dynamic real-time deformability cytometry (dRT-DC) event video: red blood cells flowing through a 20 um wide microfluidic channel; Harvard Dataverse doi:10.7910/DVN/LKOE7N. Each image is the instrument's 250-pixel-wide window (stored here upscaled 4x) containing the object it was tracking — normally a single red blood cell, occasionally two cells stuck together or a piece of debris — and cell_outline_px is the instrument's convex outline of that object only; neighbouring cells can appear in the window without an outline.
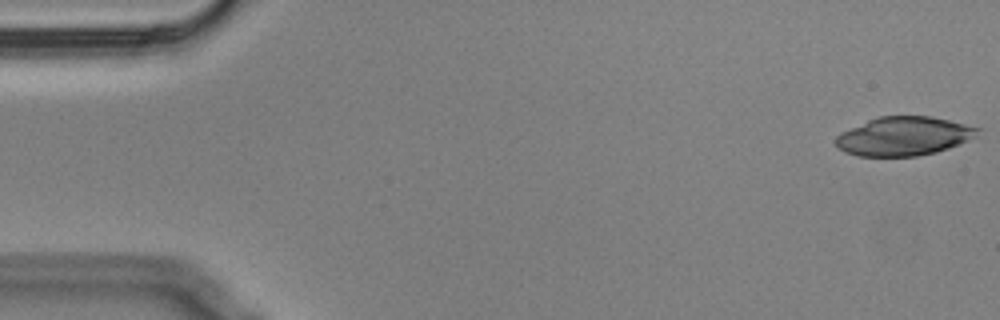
{"species": "Egyptian fruit bat (a non-hibernating species)", "species_latin": "Rousettus aegyptiacus", "temperature_condition": "cold", "stored_images_in_passage": 56, "camera_frame_rate_fps": 3000, "um_per_image_px": 0.085, "animal": {"sex": "male"}, "frame": {"image": 1, "passage_image": 1, "time_ms": 0.0, "image_size_px": [1000, 320], "cell_outline_px": [[984, 128], [976, 136], [948, 148], [936, 152], [916, 156], [860, 156], [844, 152], [832, 140], [840, 132], [868, 120], [880, 116], [932, 116]], "centroid_in_image_um": [76.82, 11.57], "position_along_channel_um": 8.2, "area_um2": 32.19}}